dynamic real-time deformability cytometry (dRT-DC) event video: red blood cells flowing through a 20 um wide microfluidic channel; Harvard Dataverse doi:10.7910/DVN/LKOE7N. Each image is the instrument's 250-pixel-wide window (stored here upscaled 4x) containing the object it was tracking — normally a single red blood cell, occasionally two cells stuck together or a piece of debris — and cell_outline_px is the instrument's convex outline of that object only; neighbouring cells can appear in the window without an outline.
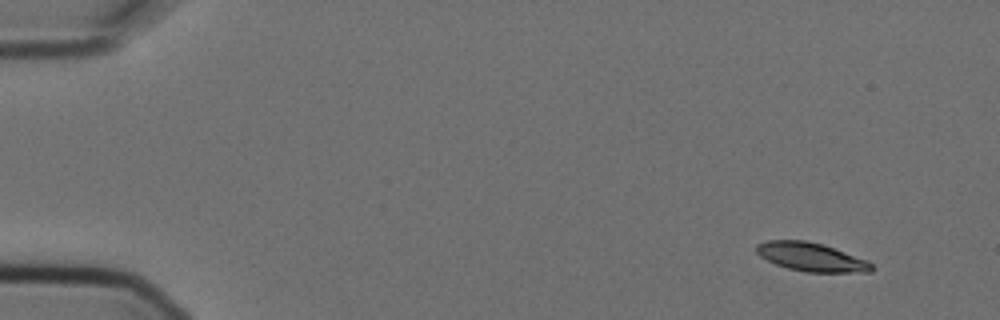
{"species": "Egyptian fruit bat (a non-hibernating species)", "species_latin": "Rousettus aegyptiacus", "temperature_condition": "cold", "stored_images_in_passage": 6, "camera_frame_rate_fps": 3000, "um_per_image_px": 0.085, "animal": {"sex": "female"}, "frame": {"image": 1, "passage_image": 1, "time_ms": 0.0, "image_size_px": [1000, 320], "cell_outline_px": [[872, 272], [808, 272], [788, 268], [776, 264], [760, 256], [756, 252], [756, 244], [768, 240], [804, 240], [824, 244], [868, 260], [872, 264]], "centroid_in_image_um": [68.96, 21.83], "position_along_channel_um": 16.0, "area_um2": 19.19}}
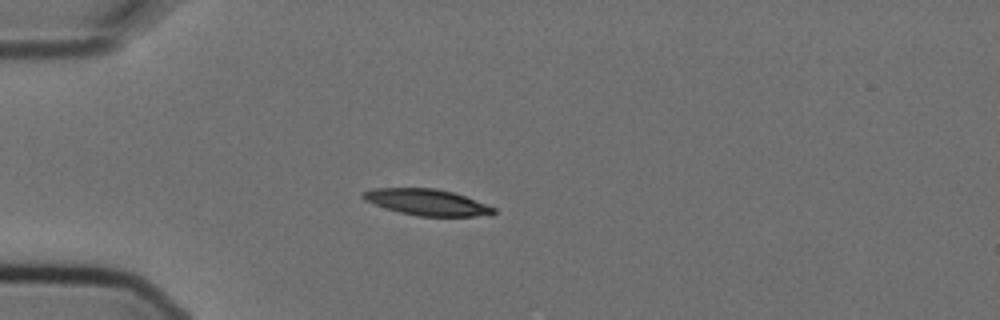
{"frame": {"image": 2, "passage_image": 4, "time_ms": 1.0, "image_size_px": [1000, 320], "cell_outline_px": [[496, 212], [492, 216], [420, 216], [400, 212], [364, 200], [360, 196], [364, 192], [372, 188], [436, 188], [452, 192], [464, 196], [496, 208]], "centroid_in_image_um": [36.33, 17.19], "position_along_channel_um": 48.7, "area_um2": 19.77}}